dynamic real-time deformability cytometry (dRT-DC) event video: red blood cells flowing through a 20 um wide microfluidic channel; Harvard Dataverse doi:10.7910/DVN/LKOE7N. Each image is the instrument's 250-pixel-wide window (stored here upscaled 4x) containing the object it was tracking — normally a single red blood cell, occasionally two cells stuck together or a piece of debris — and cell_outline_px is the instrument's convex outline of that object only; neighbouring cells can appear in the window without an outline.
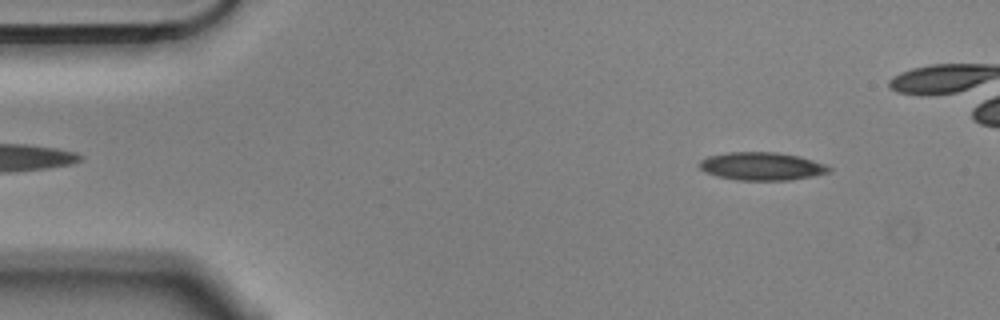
{"species": "Egyptian fruit bat (a non-hibernating species)", "species_latin": "Rousettus aegyptiacus", "temperature_condition": "cold", "stored_images_in_passage": 48, "camera_frame_rate_fps": 3000, "um_per_image_px": 0.085, "animal": {"sex": "male"}, "frame": {"image": 1, "passage_image": 5, "time_ms": 1.333, "image_size_px": [1000, 320], "cell_outline_px": [[832, 172], [812, 176], [788, 180], [736, 180], [716, 176], [704, 172], [696, 164], [700, 160], [708, 156], [728, 152], [776, 152], [800, 156], [824, 164], [832, 168]], "centroid_in_image_um": [64.71, 14.13], "position_along_channel_um": 20.3, "area_um2": 21.33}}
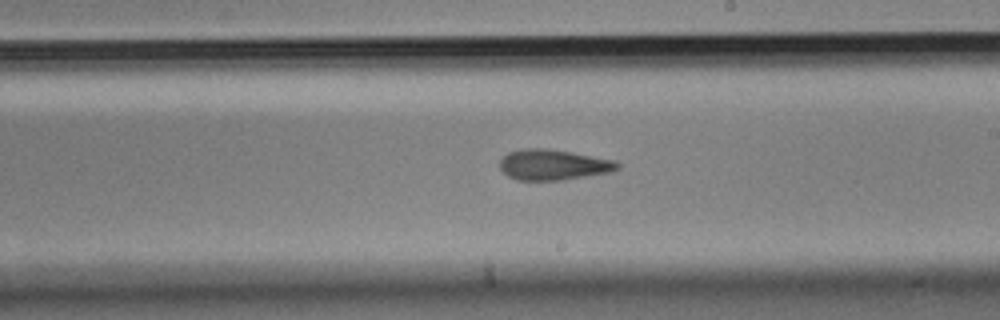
{"frame": {"image": 2, "passage_image": 30, "time_ms": 9.667, "image_size_px": [1000, 320], "cell_outline_px": [[620, 168], [612, 172], [564, 180], [516, 180], [508, 176], [500, 168], [500, 160], [508, 152], [524, 148], [548, 148], [572, 152], [616, 160], [620, 164]], "centroid_in_image_um": [47.06, 14.0], "position_along_channel_um": 241.9, "area_um2": 21.21}}
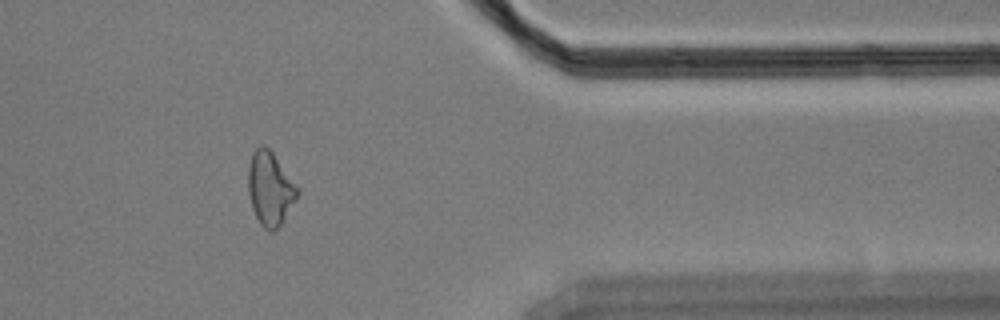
{"frame": {"image": 3, "passage_image": 44, "time_ms": 14.333, "image_size_px": [1000, 320], "cell_outline_px": [[300, 192], [296, 200], [280, 224], [272, 232], [268, 232], [260, 224], [252, 208], [248, 192], [248, 168], [252, 152], [260, 144], [264, 144], [272, 152], [300, 188]], "centroid_in_image_um": [22.96, 16.01], "position_along_channel_um": 388.4, "area_um2": 21.21}, "authors_computed_cell_mechanics": {"area_um2": 21.0681, "velocity_mm_per_s": 3.5684, "shape_relaxation_time_tau1_ms": 10.9392, "shape_relaxation_time_tau2_ms": 4.3137, "deformation_change_tau1": 0.2309, "deformation_change_tau2": 0.1439}}